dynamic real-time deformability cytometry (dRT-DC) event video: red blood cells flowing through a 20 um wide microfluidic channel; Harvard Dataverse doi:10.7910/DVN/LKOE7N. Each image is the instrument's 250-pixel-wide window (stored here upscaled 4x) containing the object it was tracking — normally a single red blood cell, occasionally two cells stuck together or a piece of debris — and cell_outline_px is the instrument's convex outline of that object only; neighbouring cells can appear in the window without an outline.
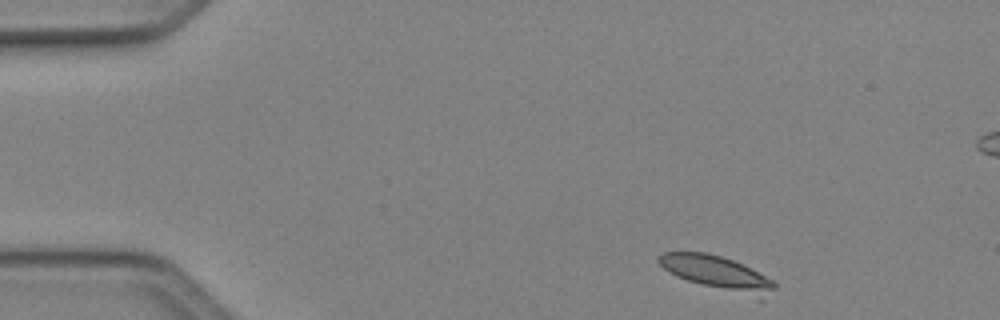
{"species": "Egyptian fruit bat (a non-hibernating species)", "species_latin": "Rousettus aegyptiacus", "temperature_condition": "cold", "stored_images_in_passage": 8, "camera_frame_rate_fps": 3000, "um_per_image_px": 0.085, "animal": {"sex": "female"}, "frame": {"image": 1, "passage_image": 1, "time_ms": 0.0, "image_size_px": [1000, 320], "cell_outline_px": [[776, 288], [764, 300], [760, 300], [688, 280], [676, 276], [668, 272], [656, 260], [664, 252], [704, 252], [720, 256], [744, 264], [772, 280], [776, 284]], "centroid_in_image_um": [61.02, 23.23], "position_along_channel_um": 24.0, "area_um2": 22.77}}